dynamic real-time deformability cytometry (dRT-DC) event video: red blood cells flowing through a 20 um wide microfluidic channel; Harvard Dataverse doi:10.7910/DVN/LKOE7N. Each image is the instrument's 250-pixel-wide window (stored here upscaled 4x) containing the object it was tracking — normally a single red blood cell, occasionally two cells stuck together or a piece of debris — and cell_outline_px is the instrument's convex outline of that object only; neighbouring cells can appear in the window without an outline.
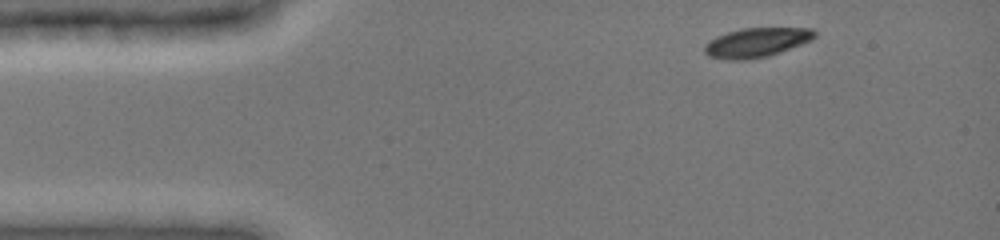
{"species": "common noctule bat (a hibernating species)", "species_latin": "Nyctalus noctula", "temperature_condition": "cold", "stored_images_in_passage": 5, "camera_frame_rate_fps": 3000, "um_per_image_px": 0.085, "animal": {"sex": "female", "body_mass_g": 19.0, "forearm_length_mm": 51.5}, "frame": {"image": 1, "passage_image": 1, "time_ms": 0.0, "image_size_px": [1000, 240], "cell_outline_px": [[816, 36], [812, 40], [780, 52], [768, 56], [744, 60], [728, 60], [708, 56], [704, 52], [704, 44], [716, 36], [728, 32], [744, 28], [812, 28], [816, 32]], "centroid_in_image_um": [64.3, 3.61], "position_along_channel_um": 20.7, "area_um2": 18.84}}
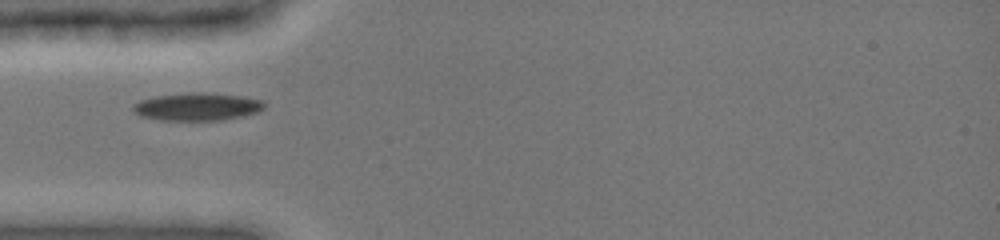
{"frame": {"image": 2, "passage_image": 4, "time_ms": 3.0, "image_size_px": [1000, 240], "cell_outline_px": [[264, 108], [260, 112], [244, 116], [220, 120], [160, 120], [140, 116], [132, 112], [132, 104], [140, 100], [156, 96], [192, 92], [204, 92], [240, 96], [264, 100]], "centroid_in_image_um": [16.75, 9.07], "position_along_channel_um": 68.2, "area_um2": 21.39}}